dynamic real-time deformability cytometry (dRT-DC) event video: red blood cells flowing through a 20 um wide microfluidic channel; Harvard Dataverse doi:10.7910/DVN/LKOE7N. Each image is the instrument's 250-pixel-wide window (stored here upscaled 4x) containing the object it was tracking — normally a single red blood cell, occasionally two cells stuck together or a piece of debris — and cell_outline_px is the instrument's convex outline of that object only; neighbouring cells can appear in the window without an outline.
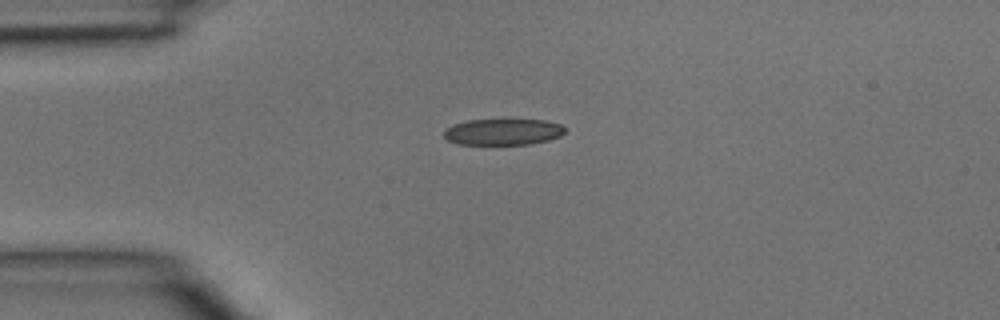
{"species": "common noctule bat (a hibernating species)", "species_latin": "Nyctalus noctula", "temperature_condition": "room temperature", "stored_images_in_passage": 2, "camera_frame_rate_fps": 3000, "um_per_image_px": 0.085, "animal": {"sex": "male", "body_mass_g": 15.6}, "frame": {"image": 1, "passage_image": 1, "time_ms": 0.0, "image_size_px": [1000, 320], "cell_outline_px": [[564, 132], [560, 136], [548, 140], [528, 144], [456, 144], [448, 140], [444, 136], [444, 132], [452, 124], [468, 120], [544, 120], [560, 124], [564, 128]], "centroid_in_image_um": [42.74, 11.21], "position_along_channel_um": 42.3, "area_um2": 18.32}}